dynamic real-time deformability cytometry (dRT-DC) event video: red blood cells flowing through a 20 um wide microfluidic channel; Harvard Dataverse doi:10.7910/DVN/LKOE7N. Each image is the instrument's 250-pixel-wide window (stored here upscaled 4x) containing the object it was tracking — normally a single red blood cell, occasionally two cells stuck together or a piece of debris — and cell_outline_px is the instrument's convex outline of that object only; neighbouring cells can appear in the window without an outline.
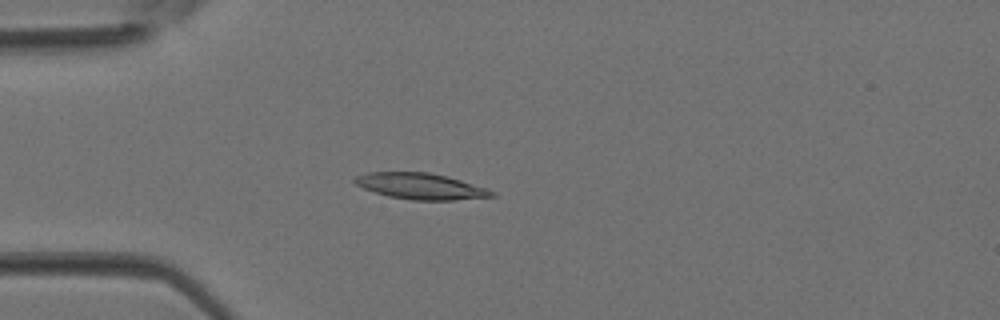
{"species": "Egyptian fruit bat (a non-hibernating species)", "species_latin": "Rousettus aegyptiacus", "temperature_condition": "room temperature", "stored_images_in_passage": 3, "camera_frame_rate_fps": 3000, "um_per_image_px": 0.085, "animal": {"sex": "female"}, "frame": {"image": 1, "passage_image": 3, "time_ms": 0.667, "image_size_px": [1000, 320], "cell_outline_px": [[496, 196], [452, 200], [412, 200], [388, 196], [364, 188], [356, 184], [352, 180], [356, 176], [368, 172], [428, 172], [448, 176], [488, 188], [496, 192]], "centroid_in_image_um": [35.79, 15.82], "position_along_channel_um": 49.2, "area_um2": 20.87}}